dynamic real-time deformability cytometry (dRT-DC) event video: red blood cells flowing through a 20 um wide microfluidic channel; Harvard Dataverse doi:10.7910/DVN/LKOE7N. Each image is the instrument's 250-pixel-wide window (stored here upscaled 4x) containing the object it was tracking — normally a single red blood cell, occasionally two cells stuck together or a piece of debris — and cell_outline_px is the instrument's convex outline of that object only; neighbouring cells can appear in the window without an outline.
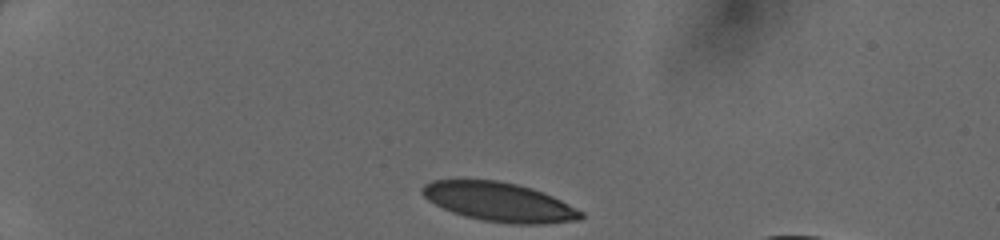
{"species": "human", "species_latin": "Homo sapiens", "temperature_condition": "cold", "stored_images_in_passage": 32, "camera_frame_rate_fps": 3000, "um_per_image_px": 0.085, "donor": {"sex": "female"}, "frame": {"image": 1, "passage_image": 1, "time_ms": 0.0, "image_size_px": [1000, 240], "cell_outline_px": [[584, 216], [580, 220], [544, 224], [512, 224], [484, 220], [464, 216], [452, 212], [428, 200], [420, 192], [420, 188], [424, 184], [432, 180], [496, 180], [516, 184], [532, 188], [552, 196], [584, 212]], "centroid_in_image_um": [42.44, 17.17], "position_along_channel_um": 42.6, "area_um2": 36.01}}
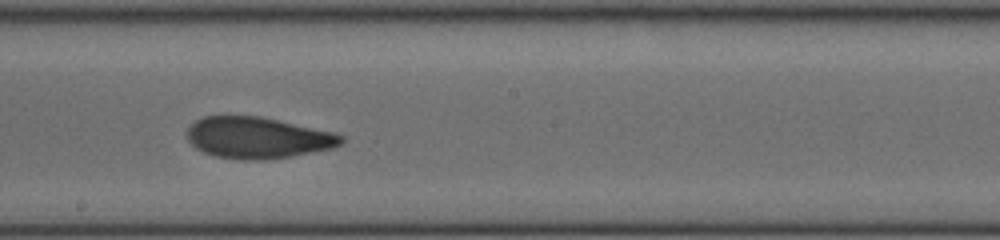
{"frame": {"image": 2, "passage_image": 18, "time_ms": 5.667, "image_size_px": [1000, 240], "cell_outline_px": [[344, 140], [340, 144], [332, 148], [292, 156], [264, 160], [236, 160], [216, 156], [204, 152], [196, 148], [188, 140], [188, 128], [196, 120], [204, 116], [260, 116], [332, 132], [344, 136]], "centroid_in_image_um": [21.89, 11.72], "position_along_channel_um": 226.3, "area_um2": 36.93}}
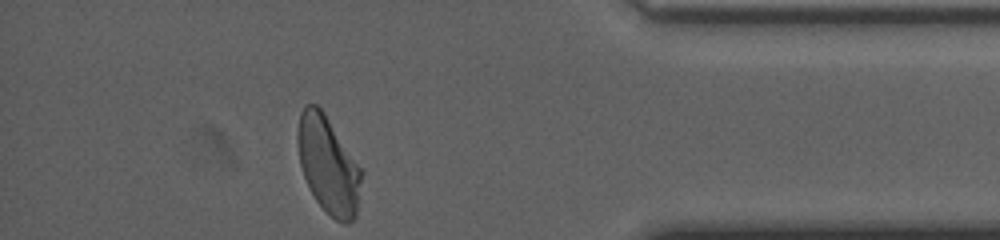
{"frame": {"image": 3, "passage_image": 32, "time_ms": 10.333, "image_size_px": [1000, 240], "cell_outline_px": [[364, 172], [356, 216], [348, 224], [344, 224], [336, 220], [316, 200], [304, 176], [300, 164], [296, 140], [296, 132], [300, 112], [304, 104], [316, 104], [324, 112]], "centroid_in_image_um": [27.91, 14.0], "position_along_channel_um": 407.3, "area_um2": 36.24}}